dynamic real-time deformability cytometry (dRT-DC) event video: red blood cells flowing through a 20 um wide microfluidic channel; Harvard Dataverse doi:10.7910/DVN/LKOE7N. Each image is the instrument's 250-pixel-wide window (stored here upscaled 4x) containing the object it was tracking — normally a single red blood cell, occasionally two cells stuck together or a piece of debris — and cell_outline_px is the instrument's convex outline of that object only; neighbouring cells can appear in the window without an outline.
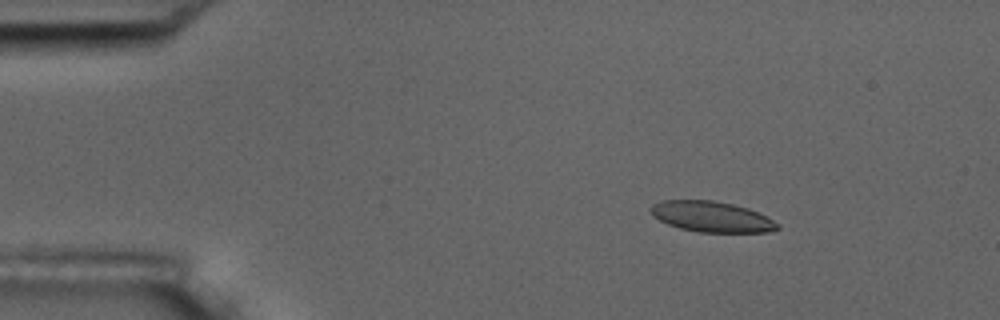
{"species": "common noctule bat (a hibernating species)", "species_latin": "Nyctalus noctula", "temperature_condition": "room temperature", "stored_images_in_passage": 6, "camera_frame_rate_fps": 3000, "um_per_image_px": 0.085, "animal": {"sex": "male", "body_mass_g": 17.5, "forearm_length_mm": 52.3}, "frame": {"image": 1, "passage_image": 3, "time_ms": 2.0, "image_size_px": [1000, 320], "cell_outline_px": [[780, 228], [768, 232], [696, 232], [680, 228], [668, 224], [652, 216], [648, 208], [652, 204], [660, 200], [712, 200], [732, 204], [748, 208], [780, 224]], "centroid_in_image_um": [60.43, 18.41], "position_along_channel_um": 24.6, "area_um2": 22.66}}
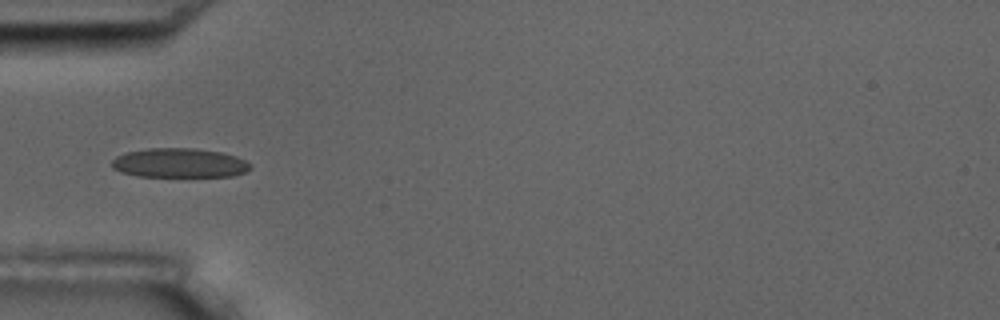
{"frame": {"image": 2, "passage_image": 5, "time_ms": 5.333, "image_size_px": [1000, 320], "cell_outline_px": [[252, 168], [244, 172], [232, 176], [136, 176], [120, 172], [112, 168], [112, 160], [116, 156], [128, 152], [148, 148], [196, 148], [220, 152], [236, 156], [252, 164]], "centroid_in_image_um": [15.25, 13.85], "position_along_channel_um": 69.8, "area_um2": 23.7}}